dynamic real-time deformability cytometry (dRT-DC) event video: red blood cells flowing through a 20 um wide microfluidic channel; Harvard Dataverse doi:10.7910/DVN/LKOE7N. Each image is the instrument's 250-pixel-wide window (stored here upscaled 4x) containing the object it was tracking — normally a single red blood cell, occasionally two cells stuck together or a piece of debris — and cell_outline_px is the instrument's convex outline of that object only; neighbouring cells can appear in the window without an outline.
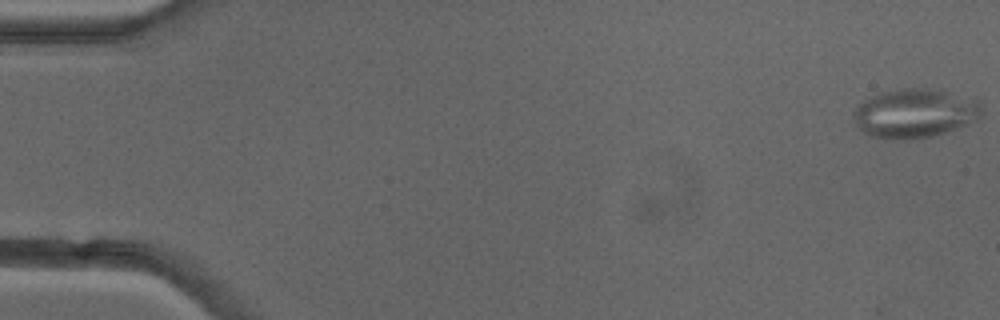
{"species": "common noctule bat (a hibernating species)", "species_latin": "Nyctalus noctula", "temperature_condition": "cold", "stored_images_in_passage": 51, "camera_frame_rate_fps": 3000, "um_per_image_px": 0.085, "animal": {"sex": "female"}, "frame": {"image": 1, "passage_image": 1, "time_ms": 0.0, "image_size_px": [1000, 320], "cell_outline_px": [[984, 116], [968, 124], [932, 136], [908, 140], [892, 140], [872, 136], [864, 132], [856, 124], [852, 116], [852, 112], [864, 100], [880, 92], [900, 88], [940, 88], [980, 100]], "centroid_in_image_um": [77.81, 9.61], "position_along_channel_um": 7.2, "area_um2": 37.34}}
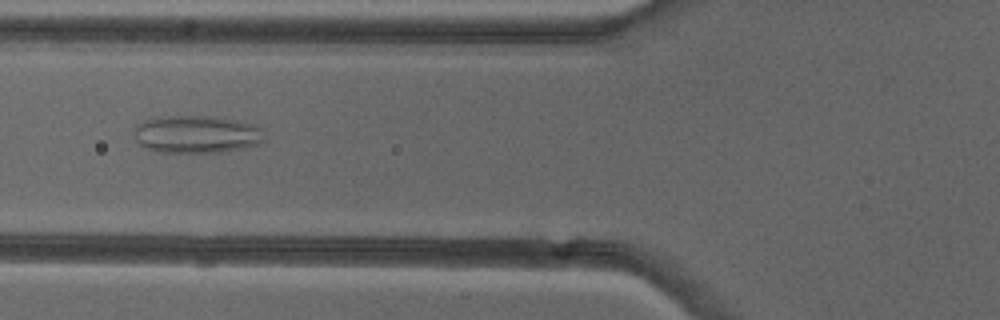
{"frame": {"image": 2, "passage_image": 20, "time_ms": 6.333, "image_size_px": [1000, 320], "cell_outline_px": [[264, 140], [260, 144], [244, 148], [220, 152], [152, 152], [144, 148], [136, 140], [132, 132], [132, 128], [136, 124], [144, 120], [160, 116], [216, 116], [256, 124], [260, 128]], "centroid_in_image_um": [16.66, 11.41], "position_along_channel_um": 109.1, "area_um2": 29.13}}
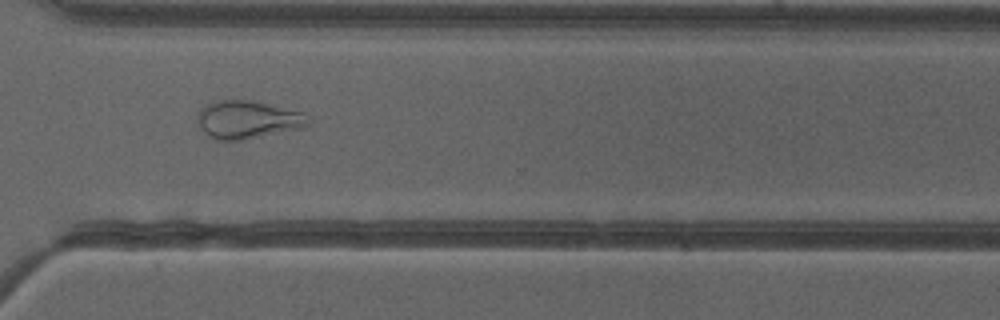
{"frame": {"image": 3, "passage_image": 38, "time_ms": 12.333, "image_size_px": [1000, 320], "cell_outline_px": [[312, 124], [304, 128], [244, 140], [216, 140], [208, 136], [196, 124], [196, 116], [200, 108], [204, 104], [216, 100], [252, 100], [304, 112], [312, 120]], "centroid_in_image_um": [21.06, 10.17], "position_along_channel_um": 349.5, "area_um2": 25.26}, "authors_computed_cell_mechanics": {"area_um2": 28.322, "velocity_mm_per_s": 4.0018, "shape_relaxation_time_tau1_ms": null, "shape_relaxation_time_tau2_ms": 1.9001, "deformation_change_tau1": null, "deformation_change_tau2": 0.1006}}